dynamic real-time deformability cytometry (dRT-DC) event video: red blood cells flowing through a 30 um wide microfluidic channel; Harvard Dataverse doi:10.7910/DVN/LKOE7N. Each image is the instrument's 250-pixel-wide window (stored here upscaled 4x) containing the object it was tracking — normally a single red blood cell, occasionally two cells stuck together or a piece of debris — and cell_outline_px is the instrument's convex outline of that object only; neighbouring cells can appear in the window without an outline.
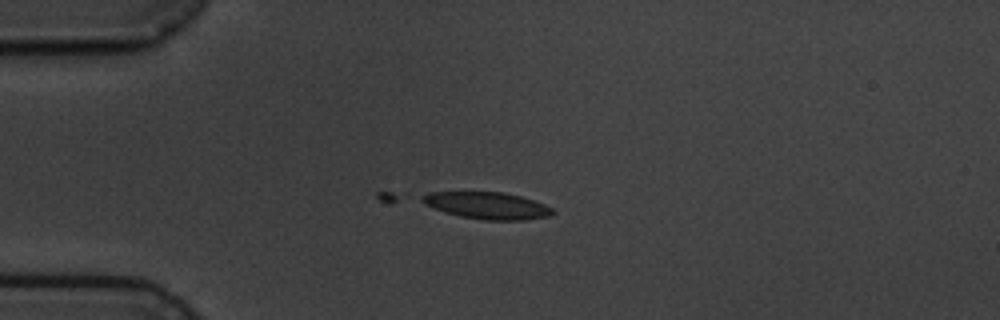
{"species": "common noctule bat (a hibernating species)", "species_latin": "Nyctalus noctula", "temperature_condition": "cold", "stored_images_in_passage": 14, "camera_frame_rate_fps": 3000, "um_per_image_px": 0.085, "animal": {"sex": "male", "body_mass_g": 19.5, "forearm_length_mm": 54.6}, "frame": {"image": 1, "passage_image": 3, "time_ms": 3.333, "image_size_px": [1000, 320], "cell_outline_px": [[556, 212], [548, 216], [524, 220], [484, 220], [388, 204], [380, 200], [376, 196], [376, 192], [504, 192], [520, 196], [544, 204], [552, 208]], "centroid_in_image_um": [40.02, 17.38], "position_along_channel_um": 45.0, "area_um2": 25.55}}